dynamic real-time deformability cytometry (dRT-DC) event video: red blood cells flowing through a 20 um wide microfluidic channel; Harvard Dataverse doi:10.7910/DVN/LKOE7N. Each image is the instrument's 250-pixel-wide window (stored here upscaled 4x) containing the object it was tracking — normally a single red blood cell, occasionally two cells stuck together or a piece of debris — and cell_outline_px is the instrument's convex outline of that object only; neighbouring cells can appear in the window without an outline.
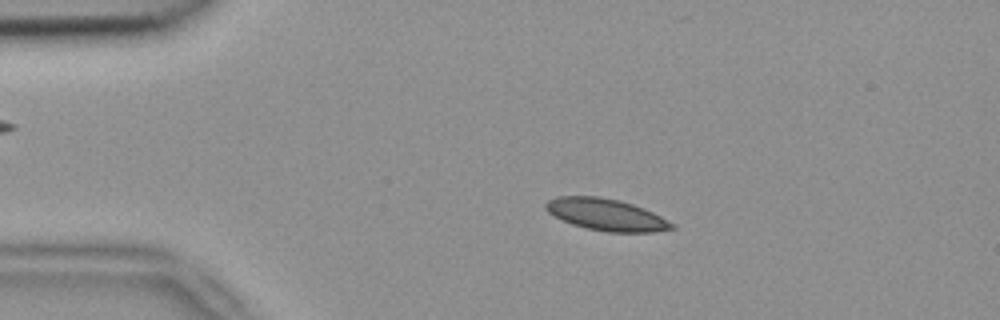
{"species": "common noctule bat (a hibernating species)", "species_latin": "Nyctalus noctula", "temperature_condition": "room temperature", "stored_images_in_passage": 5, "camera_frame_rate_fps": 3000, "um_per_image_px": 0.085, "animal": {"sex": "female", "body_mass_g": 18.4}, "frame": {"image": 1, "passage_image": 3, "time_ms": 0.667, "image_size_px": [1000, 320], "cell_outline_px": [[676, 228], [656, 232], [608, 232], [588, 228], [572, 224], [552, 216], [544, 208], [544, 204], [548, 200], [556, 196], [600, 196], [620, 200], [644, 208], [676, 224]], "centroid_in_image_um": [51.52, 18.24], "position_along_channel_um": 33.5, "area_um2": 23.58}}